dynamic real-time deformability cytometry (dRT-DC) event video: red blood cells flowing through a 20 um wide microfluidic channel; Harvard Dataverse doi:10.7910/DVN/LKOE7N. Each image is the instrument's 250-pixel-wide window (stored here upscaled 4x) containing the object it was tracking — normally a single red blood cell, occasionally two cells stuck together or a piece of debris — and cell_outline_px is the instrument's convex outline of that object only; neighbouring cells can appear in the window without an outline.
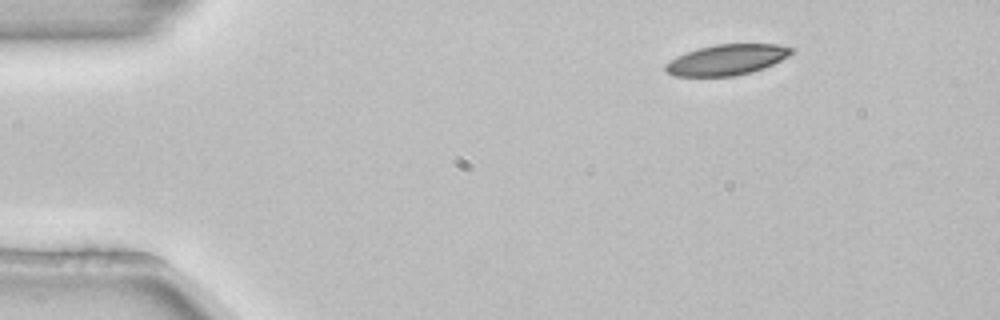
{"species": "common noctule bat (a hibernating species)", "species_latin": "Nyctalus noctula", "temperature_condition": "room temperature", "stored_images_in_passage": 3, "camera_frame_rate_fps": 3000, "um_per_image_px": 0.085, "animal": {"sex": "female", "body_mass_g": 22.7, "forearm_length_mm": 54.2}, "frame": {"image": 1, "passage_image": 1, "time_ms": 0.0, "image_size_px": [1000, 320], "cell_outline_px": [[796, 48], [788, 56], [764, 68], [752, 72], [736, 76], [672, 76], [664, 68], [664, 64], [676, 56], [700, 48], [716, 44], [776, 44]], "centroid_in_image_um": [61.77, 5.08], "position_along_channel_um": 23.2, "area_um2": 22.43}}